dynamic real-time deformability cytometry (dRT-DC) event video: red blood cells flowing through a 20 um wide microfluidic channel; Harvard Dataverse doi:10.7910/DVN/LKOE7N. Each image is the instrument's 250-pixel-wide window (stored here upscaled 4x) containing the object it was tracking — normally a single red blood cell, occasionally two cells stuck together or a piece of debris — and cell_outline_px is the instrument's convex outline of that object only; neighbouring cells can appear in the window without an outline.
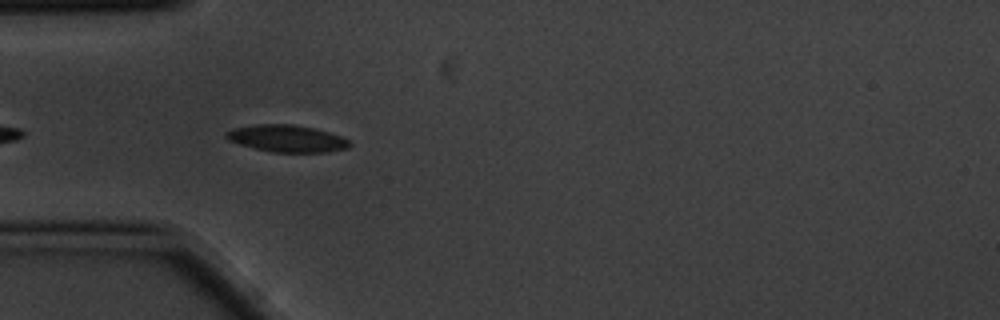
{"species": "common noctule bat (a hibernating species)", "species_latin": "Nyctalus noctula", "temperature_condition": "cold", "stored_images_in_passage": 5, "camera_frame_rate_fps": 3000, "um_per_image_px": 0.085, "animal": {"sex": "male", "body_mass_g": 20.1, "forearm_length_mm": 53.5}, "frame": {"image": 1, "passage_image": 5, "time_ms": 1.333, "image_size_px": [1000, 320], "cell_outline_px": [[352, 144], [348, 148], [328, 152], [272, 152], [240, 144], [228, 140], [224, 136], [224, 132], [232, 128], [256, 124], [292, 124], [312, 128], [328, 132], [340, 136], [348, 140]], "centroid_in_image_um": [24.36, 11.77], "position_along_channel_um": 60.6, "area_um2": 19.36}}